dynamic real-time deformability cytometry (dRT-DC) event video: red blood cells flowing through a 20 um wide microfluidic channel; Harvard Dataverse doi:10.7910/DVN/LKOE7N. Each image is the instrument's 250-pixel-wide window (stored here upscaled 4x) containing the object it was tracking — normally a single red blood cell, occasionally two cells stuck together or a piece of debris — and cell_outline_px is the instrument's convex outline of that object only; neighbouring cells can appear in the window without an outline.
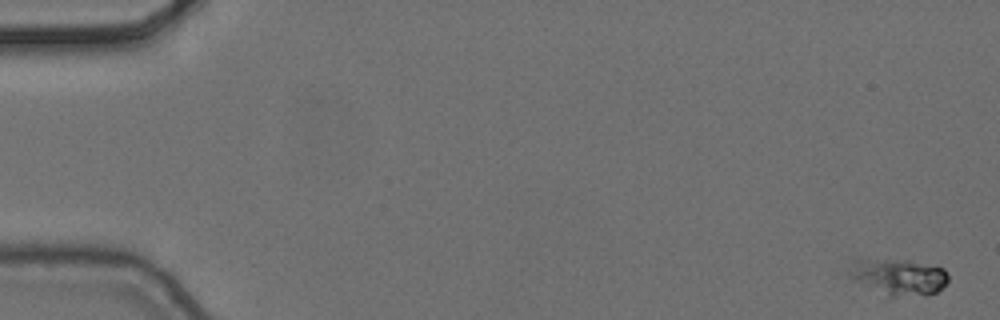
{"species": "common noctule bat (a hibernating species)", "species_latin": "Nyctalus noctula", "temperature_condition": "cold", "stored_images_in_passage": 6, "camera_frame_rate_fps": 3000, "um_per_image_px": 0.085, "animal": {"sex": "female", "body_mass_g": 24.6, "forearm_length_mm": 56.2}, "frame": {"image": 1, "passage_image": 1, "time_ms": 0.0, "image_size_px": [1000, 320], "cell_outline_px": [[948, 280], [936, 292], [896, 296], [888, 296], [868, 288], [852, 280], [848, 276], [848, 272], [852, 256], [860, 256], [908, 260], [936, 264], [944, 268], [948, 276]], "centroid_in_image_um": [76.24, 23.43], "position_along_channel_um": 8.8, "area_um2": 21.79}}